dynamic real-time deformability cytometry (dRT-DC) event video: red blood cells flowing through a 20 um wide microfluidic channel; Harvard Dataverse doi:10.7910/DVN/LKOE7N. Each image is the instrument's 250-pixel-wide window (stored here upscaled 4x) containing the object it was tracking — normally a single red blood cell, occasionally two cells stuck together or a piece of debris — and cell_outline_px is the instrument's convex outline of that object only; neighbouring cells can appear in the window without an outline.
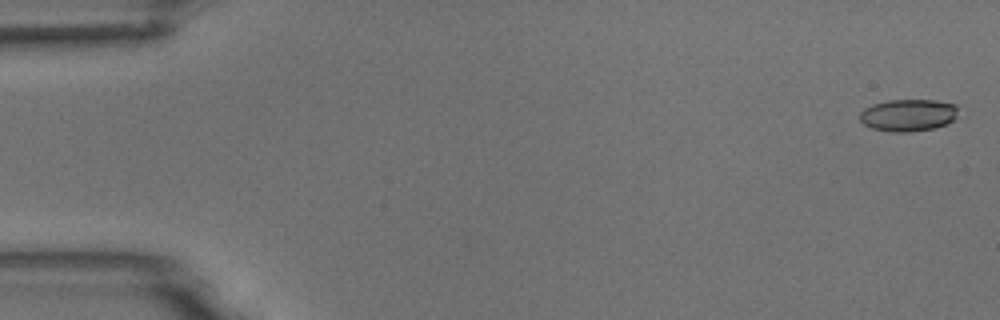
{"species": "common noctule bat (a hibernating species)", "species_latin": "Nyctalus noctula", "temperature_condition": "room temperature", "stored_images_in_passage": 5, "camera_frame_rate_fps": 3000, "um_per_image_px": 0.085, "animal": {"sex": "male", "body_mass_g": 18.8}, "frame": {"image": 1, "passage_image": 1, "time_ms": 0.0, "image_size_px": [1000, 320], "cell_outline_px": [[956, 116], [948, 124], [936, 128], [908, 132], [892, 132], [872, 128], [864, 124], [860, 120], [860, 112], [864, 108], [872, 104], [888, 100], [936, 100], [956, 104]], "centroid_in_image_um": [77.19, 9.79], "position_along_channel_um": 7.8, "area_um2": 18.5}}
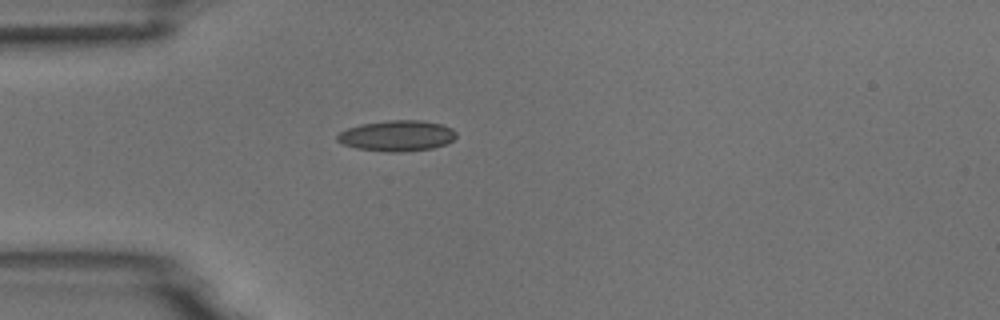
{"frame": {"image": 2, "passage_image": 5, "time_ms": 1.333, "image_size_px": [1000, 320], "cell_outline_px": [[456, 136], [452, 140], [444, 144], [432, 148], [404, 152], [388, 152], [356, 148], [344, 144], [336, 140], [336, 136], [340, 132], [348, 128], [360, 124], [388, 120], [420, 120], [440, 124], [452, 128], [456, 132]], "centroid_in_image_um": [33.73, 11.54], "position_along_channel_um": 51.3, "area_um2": 21.27}}